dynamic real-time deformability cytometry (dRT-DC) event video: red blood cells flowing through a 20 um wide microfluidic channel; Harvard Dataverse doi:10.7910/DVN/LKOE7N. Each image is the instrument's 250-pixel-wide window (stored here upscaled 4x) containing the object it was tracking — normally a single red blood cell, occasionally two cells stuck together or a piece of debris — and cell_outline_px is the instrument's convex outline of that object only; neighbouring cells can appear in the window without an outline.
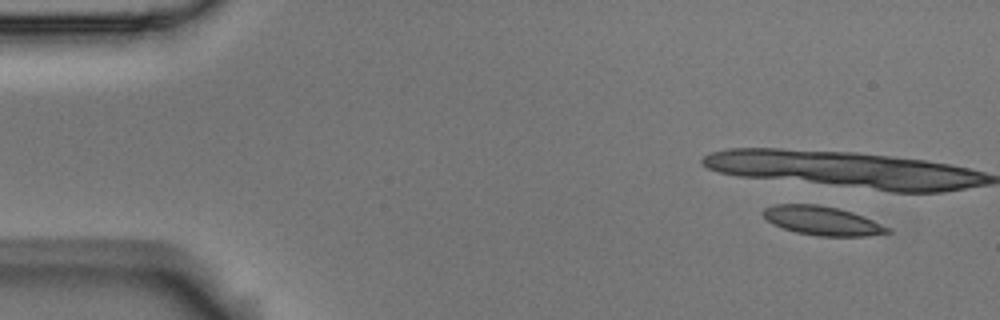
{"species": "Egyptian fruit bat (a non-hibernating species)", "species_latin": "Rousettus aegyptiacus", "temperature_condition": "room temperature", "stored_images_in_passage": 5, "camera_frame_rate_fps": 3000, "um_per_image_px": 0.085, "animal": {"sex": "male"}, "frame": {"image": 1, "passage_image": 1, "time_ms": 0.0, "image_size_px": [1000, 320], "cell_outline_px": [[892, 232], [864, 236], [816, 236], [796, 232], [772, 224], [760, 212], [764, 208], [776, 204], [816, 204], [836, 208], [852, 212], [864, 216], [888, 228]], "centroid_in_image_um": [69.84, 18.76], "position_along_channel_um": 15.2, "area_um2": 20.81}}
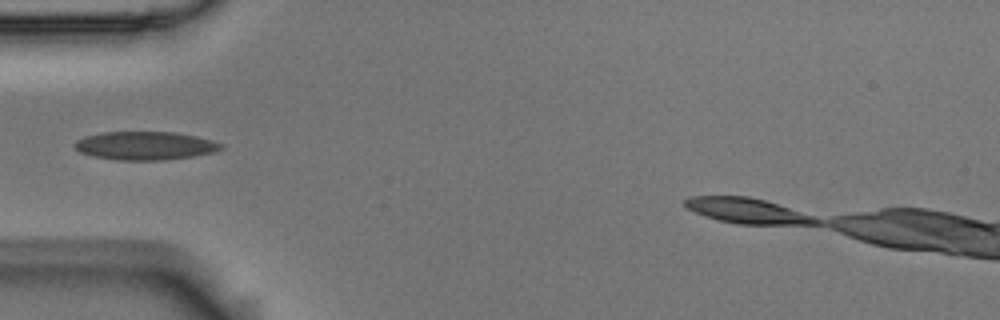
{"frame": {"image": 2, "passage_image": 5, "time_ms": 1.333, "image_size_px": [1000, 320], "cell_outline_px": [[224, 148], [212, 152], [192, 156], [164, 160], [116, 160], [92, 156], [80, 152], [72, 144], [76, 140], [84, 136], [100, 132], [172, 132], [196, 136], [212, 140], [224, 144]], "centroid_in_image_um": [12.3, 12.38], "position_along_channel_um": 72.7, "area_um2": 24.28}}